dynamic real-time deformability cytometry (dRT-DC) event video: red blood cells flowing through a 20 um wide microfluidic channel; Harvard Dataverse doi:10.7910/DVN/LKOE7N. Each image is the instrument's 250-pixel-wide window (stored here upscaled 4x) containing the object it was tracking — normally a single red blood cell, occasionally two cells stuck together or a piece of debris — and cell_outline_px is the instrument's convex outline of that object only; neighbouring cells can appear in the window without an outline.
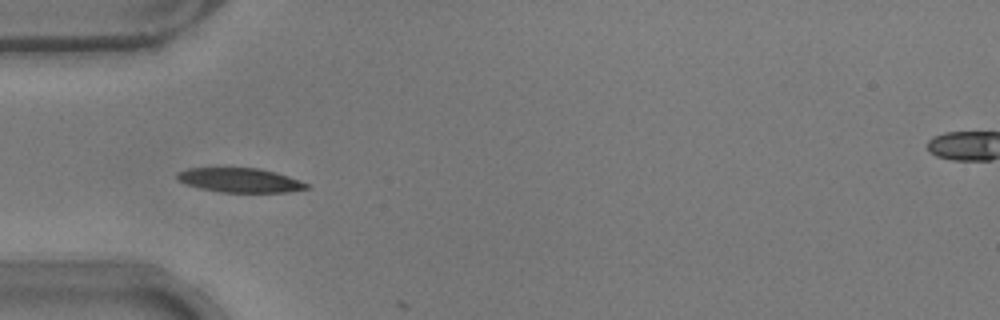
{"species": "common noctule bat (a hibernating species)", "species_latin": "Nyctalus noctula", "temperature_condition": "warm", "stored_images_in_passage": 2, "camera_frame_rate_fps": 3000, "um_per_image_px": 0.085, "animal": {"sex": "male", "body_mass_g": 17.9}, "frame": {"image": 1, "passage_image": 1, "time_ms": 0.0, "image_size_px": [1000, 320], "cell_outline_px": [[308, 188], [288, 192], [220, 192], [200, 188], [184, 184], [176, 180], [176, 172], [188, 168], [260, 168], [276, 172], [300, 180], [308, 184]], "centroid_in_image_um": [20.35, 15.31], "position_along_channel_um": 64.7, "area_um2": 18.44}}